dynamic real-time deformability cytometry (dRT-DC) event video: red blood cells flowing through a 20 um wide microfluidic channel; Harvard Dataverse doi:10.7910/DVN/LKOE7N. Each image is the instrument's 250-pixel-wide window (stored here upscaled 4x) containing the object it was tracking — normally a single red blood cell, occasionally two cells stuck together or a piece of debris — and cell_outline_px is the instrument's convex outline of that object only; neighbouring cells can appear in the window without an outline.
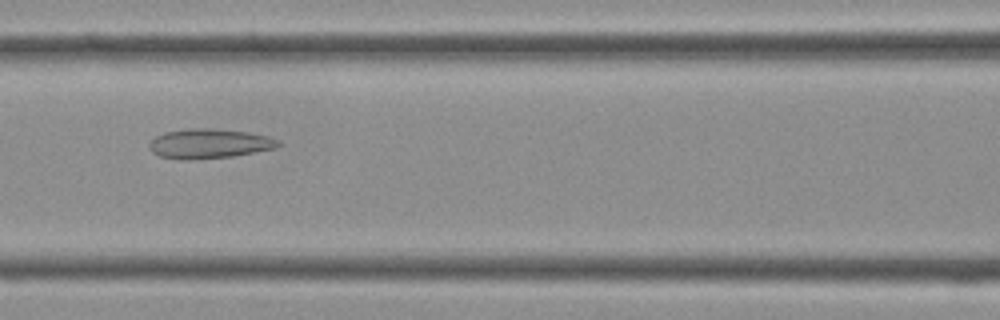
{"species": "Egyptian fruit bat (a non-hibernating species)", "species_latin": "Rousettus aegyptiacus", "temperature_condition": "cold", "stored_images_in_passage": 39, "camera_frame_rate_fps": 3000, "um_per_image_px": 0.085, "frame": {"image": 1, "passage_image": 16, "time_ms": 5.0, "image_size_px": [1000, 320], "cell_outline_px": [[280, 144], [276, 148], [232, 156], [184, 160], [160, 156], [152, 152], [148, 148], [148, 144], [156, 136], [164, 132], [192, 128], [204, 128], [248, 132], [268, 136], [280, 140]], "centroid_in_image_um": [17.77, 12.21], "position_along_channel_um": 148.8, "area_um2": 22.08}}
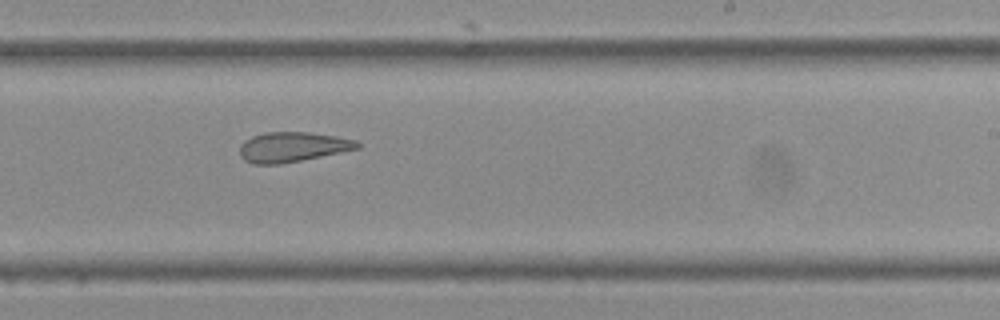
{"frame": {"image": 2, "passage_image": 23, "time_ms": 7.333, "image_size_px": [1000, 320], "cell_outline_px": [[360, 148], [280, 164], [252, 164], [244, 160], [240, 156], [240, 144], [244, 140], [252, 136], [264, 132], [308, 132], [336, 136], [356, 140], [360, 144]], "centroid_in_image_um": [24.82, 12.49], "position_along_channel_um": 264.2, "area_um2": 20.46}}
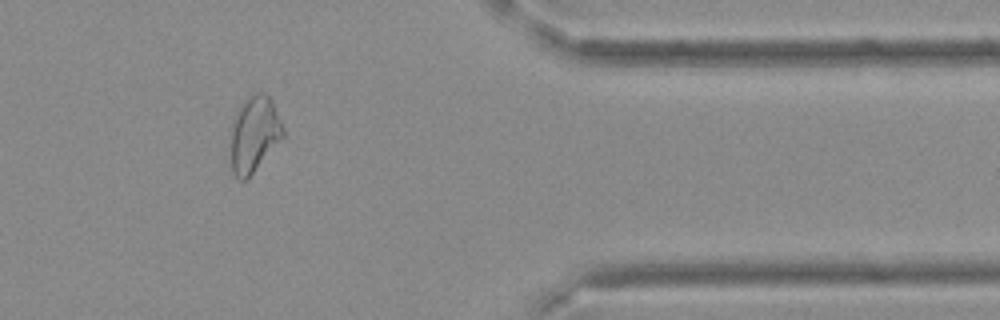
{"frame": {"image": 3, "passage_image": 32, "time_ms": 10.333, "image_size_px": [1000, 320], "cell_outline_px": [[284, 136], [248, 180], [240, 180], [232, 172], [232, 120], [248, 92], [264, 92], [272, 100], [284, 128]], "centroid_in_image_um": [21.62, 11.37], "position_along_channel_um": 389.8, "area_um2": 23.35}}